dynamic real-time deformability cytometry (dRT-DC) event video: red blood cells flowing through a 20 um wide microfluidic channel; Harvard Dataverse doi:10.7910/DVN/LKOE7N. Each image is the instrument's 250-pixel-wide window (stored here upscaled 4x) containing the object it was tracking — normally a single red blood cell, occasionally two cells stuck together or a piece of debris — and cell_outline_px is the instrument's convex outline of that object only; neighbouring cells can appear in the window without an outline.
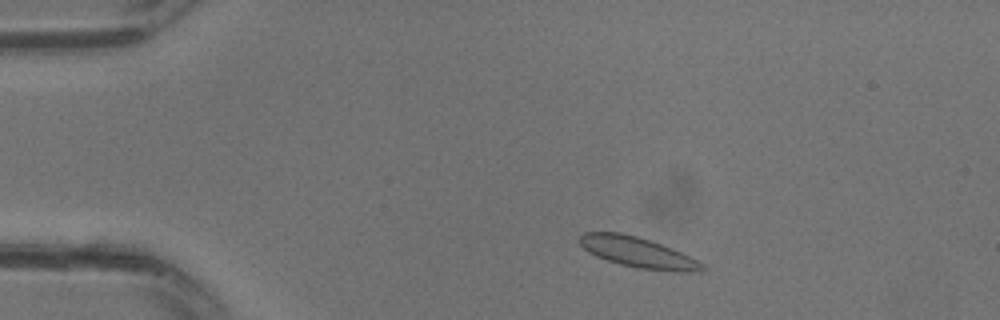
{"species": "common noctule bat (a hibernating species)", "species_latin": "Nyctalus noctula", "temperature_condition": "warm", "stored_images_in_passage": 30, "camera_frame_rate_fps": 3000, "um_per_image_px": 0.085, "animal": {"sex": "male", "body_mass_g": 13.3}, "frame": {"image": 1, "passage_image": 4, "time_ms": 1.0, "image_size_px": [1000, 320], "cell_outline_px": [[704, 268], [700, 272], [676, 272], [636, 268], [620, 264], [596, 256], [588, 252], [580, 244], [580, 236], [584, 232], [620, 232], [636, 236], [672, 248], [704, 264]], "centroid_in_image_um": [54.21, 21.46], "position_along_channel_um": 30.8, "area_um2": 21.56}}
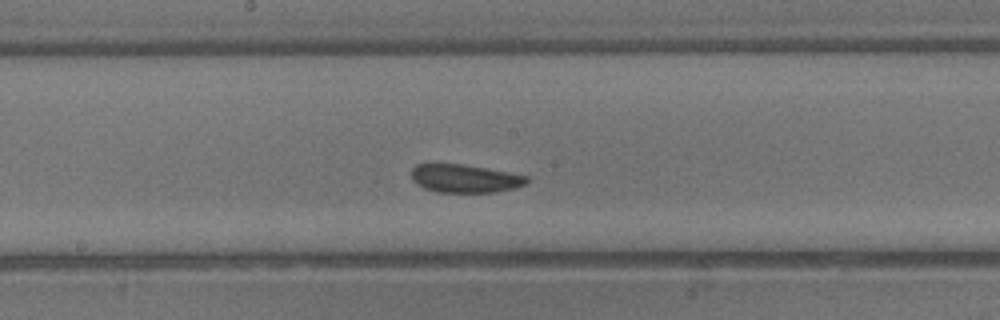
{"frame": {"image": 2, "passage_image": 15, "time_ms": 4.667, "image_size_px": [1000, 320], "cell_outline_px": [[528, 184], [516, 188], [492, 192], [436, 192], [424, 188], [416, 184], [412, 180], [412, 168], [416, 164], [464, 164], [528, 176]], "centroid_in_image_um": [39.51, 15.17], "position_along_channel_um": 208.7, "area_um2": 18.96}}
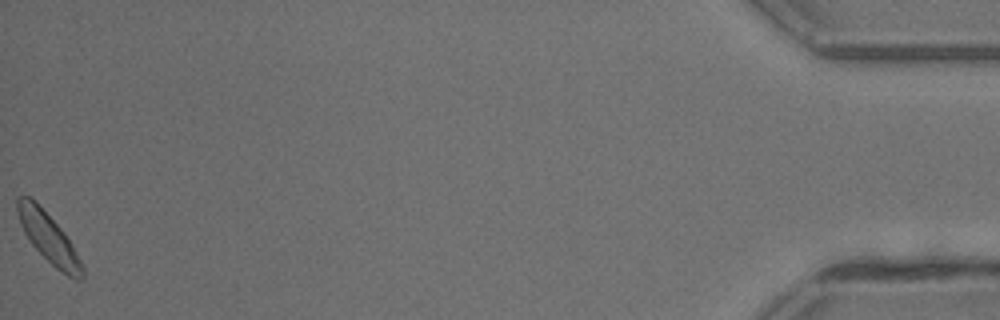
{"frame": {"image": 3, "passage_image": 30, "time_ms": 9.667, "image_size_px": [1000, 320], "cell_outline_px": [[84, 280], [76, 280], [68, 276], [56, 268], [32, 244], [24, 232], [20, 224], [16, 212], [16, 196], [28, 196], [36, 200], [64, 232], [72, 244], [84, 268]], "centroid_in_image_um": [4.12, 20.19], "position_along_channel_um": 431.1, "area_um2": 18.79}}